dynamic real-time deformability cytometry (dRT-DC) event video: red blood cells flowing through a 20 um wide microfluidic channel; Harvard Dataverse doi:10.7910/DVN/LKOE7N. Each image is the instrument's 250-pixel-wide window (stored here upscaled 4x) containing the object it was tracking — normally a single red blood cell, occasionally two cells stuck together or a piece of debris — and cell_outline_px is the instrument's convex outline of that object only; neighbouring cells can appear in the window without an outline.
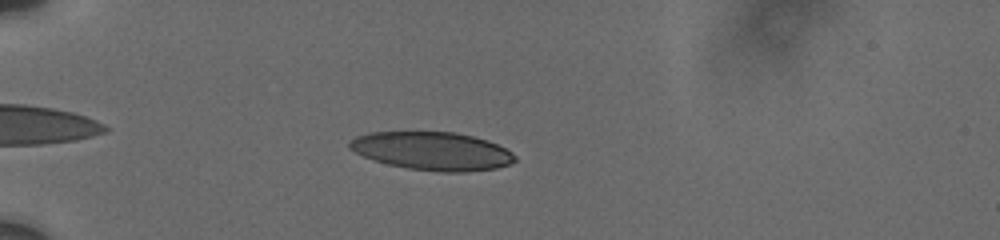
{"species": "human", "species_latin": "Homo sapiens", "temperature_condition": "cold", "stored_images_in_passage": 23, "camera_frame_rate_fps": 3000, "um_per_image_px": 0.085, "donor": {"sex": "male"}, "frame": {"image": 1, "passage_image": 15, "time_ms": 2.333, "image_size_px": [1000, 240], "cell_outline_px": [[516, 160], [508, 164], [496, 168], [464, 172], [440, 172], [408, 168], [388, 164], [372, 160], [348, 148], [348, 144], [356, 136], [368, 132], [456, 132], [488, 140], [512, 152], [516, 156]], "centroid_in_image_um": [36.73, 12.83], "position_along_channel_um": 48.3, "area_um2": 36.76}}